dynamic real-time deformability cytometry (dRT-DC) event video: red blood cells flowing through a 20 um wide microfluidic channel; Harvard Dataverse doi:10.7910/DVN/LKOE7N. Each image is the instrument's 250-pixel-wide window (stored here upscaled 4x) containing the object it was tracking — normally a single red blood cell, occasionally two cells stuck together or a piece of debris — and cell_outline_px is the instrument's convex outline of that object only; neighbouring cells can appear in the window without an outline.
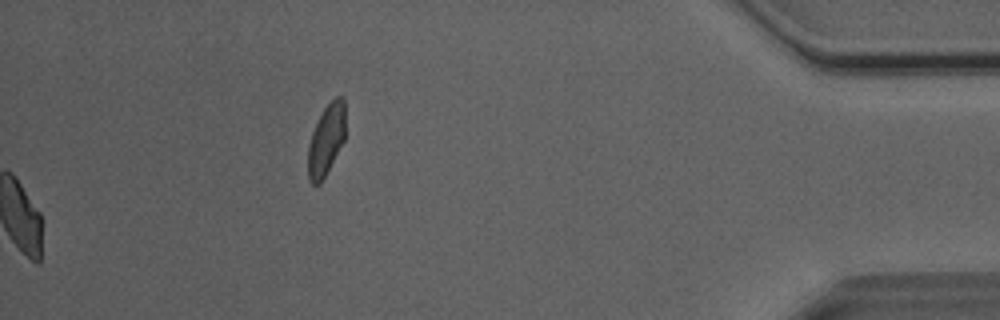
{"species": "Egyptian fruit bat (a non-hibernating species)", "species_latin": "Rousettus aegyptiacus", "temperature_condition": "room temperature", "stored_images_in_passage": 51, "camera_frame_rate_fps": 3000, "um_per_image_px": 0.085, "animal": {"sex": "male"}, "frame": {"image": 1, "passage_image": 51, "time_ms": 16.667, "image_size_px": [1000, 320], "cell_outline_px": [[344, 140], [320, 184], [312, 184], [308, 180], [308, 144], [312, 132], [324, 108], [336, 96], [344, 96]], "centroid_in_image_um": [27.71, 11.89], "position_along_channel_um": 407.5, "area_um2": 15.2}, "authors_computed_cell_mechanics": {"area_um2": 20.7502, "velocity_mm_per_s": 4.0534, "shape_relaxation_time_tau1_ms": 6.5094, "shape_relaxation_time_tau2_ms": 1.7109, "deformation_change_tau1": 0.1443, "deformation_change_tau2": 0.0694}}